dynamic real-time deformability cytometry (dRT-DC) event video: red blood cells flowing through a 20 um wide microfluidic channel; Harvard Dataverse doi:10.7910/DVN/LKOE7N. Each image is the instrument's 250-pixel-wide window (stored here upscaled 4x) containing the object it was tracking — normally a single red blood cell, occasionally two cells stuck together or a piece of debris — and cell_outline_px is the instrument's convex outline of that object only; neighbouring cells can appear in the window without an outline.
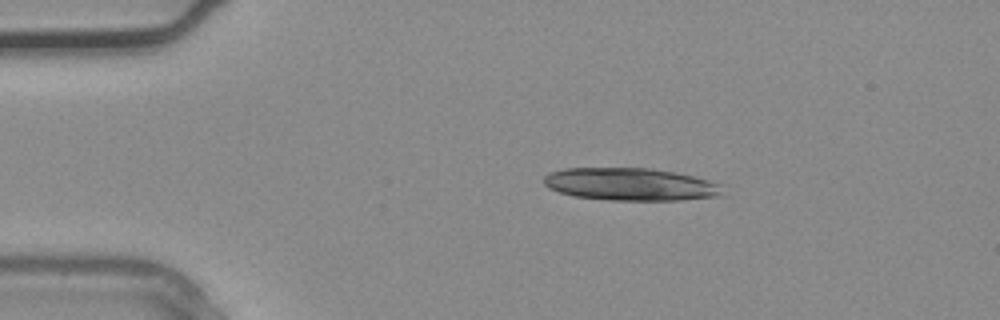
{"species": "common noctule bat (a hibernating species)", "species_latin": "Nyctalus noctula", "temperature_condition": "warm", "stored_images_in_passage": 3, "camera_frame_rate_fps": 3000, "um_per_image_px": 0.085, "animal": {"sex": "male", "body_mass_g": 20.4}, "frame": {"image": 1, "passage_image": 1, "time_ms": 0.0, "image_size_px": [1000, 320], "cell_outline_px": [[724, 196], [680, 200], [608, 200], [572, 196], [548, 188], [544, 184], [544, 176], [548, 172], [564, 168], [652, 168], [696, 176], [724, 184]], "centroid_in_image_um": [53.66, 15.66], "position_along_channel_um": 31.3, "area_um2": 34.56}}
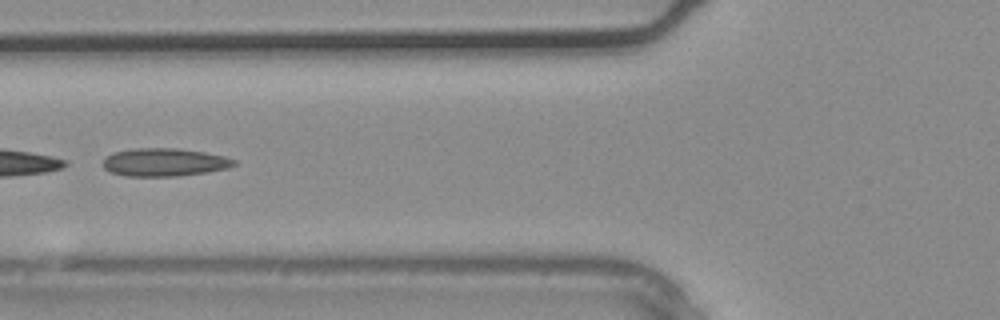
{"frame": {"image": 2, "passage_image": 3, "time_ms": 0.667, "image_size_px": [1000, 320], "cell_outline_px": [[236, 164], [228, 168], [208, 172], [180, 176], [128, 176], [108, 172], [104, 168], [104, 160], [108, 156], [116, 152], [132, 148], [176, 148], [204, 152], [224, 156], [236, 160]], "centroid_in_image_um": [14.0, 13.8], "position_along_channel_um": 111.8, "area_um2": 21.39}}